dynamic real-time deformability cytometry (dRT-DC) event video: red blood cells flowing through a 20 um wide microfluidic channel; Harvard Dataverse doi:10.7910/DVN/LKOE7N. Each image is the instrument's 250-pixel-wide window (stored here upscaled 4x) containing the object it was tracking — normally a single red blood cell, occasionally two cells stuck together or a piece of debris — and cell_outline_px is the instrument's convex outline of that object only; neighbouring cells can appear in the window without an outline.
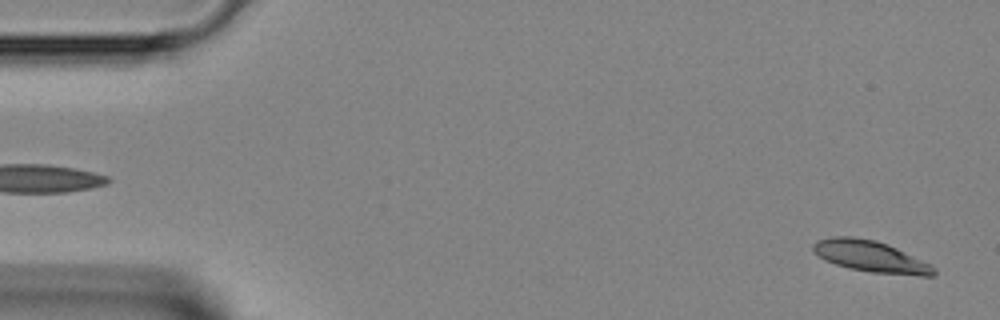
{"species": "Egyptian fruit bat (a non-hibernating species)", "species_latin": "Rousettus aegyptiacus", "temperature_condition": "room temperature", "stored_images_in_passage": 15, "camera_frame_rate_fps": 3000, "um_per_image_px": 0.085, "animal": {"sex": "female"}, "frame": {"image": 1, "passage_image": 1, "time_ms": 0.0, "image_size_px": [1000, 320], "cell_outline_px": [[936, 272], [932, 276], [920, 276], [872, 272], [848, 268], [824, 260], [812, 252], [812, 244], [816, 240], [832, 236], [852, 236], [876, 240], [888, 244], [932, 264], [936, 268]], "centroid_in_image_um": [73.99, 21.79], "position_along_channel_um": 11.0, "area_um2": 22.37}}
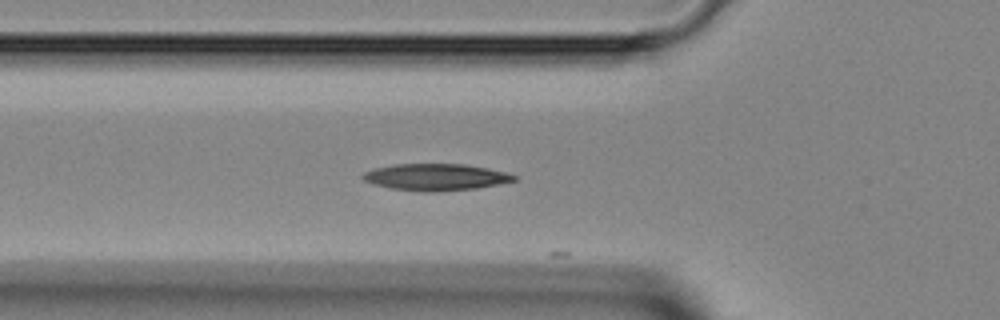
{"frame": {"image": 2, "passage_image": 14, "time_ms": 4.333, "image_size_px": [1000, 320], "cell_outline_px": [[516, 180], [476, 188], [436, 192], [424, 192], [392, 188], [372, 184], [364, 180], [360, 176], [364, 172], [376, 168], [392, 164], [464, 164], [488, 168], [504, 172], [516, 176]], "centroid_in_image_um": [36.99, 15.05], "position_along_channel_um": 88.8, "area_um2": 23.41}}